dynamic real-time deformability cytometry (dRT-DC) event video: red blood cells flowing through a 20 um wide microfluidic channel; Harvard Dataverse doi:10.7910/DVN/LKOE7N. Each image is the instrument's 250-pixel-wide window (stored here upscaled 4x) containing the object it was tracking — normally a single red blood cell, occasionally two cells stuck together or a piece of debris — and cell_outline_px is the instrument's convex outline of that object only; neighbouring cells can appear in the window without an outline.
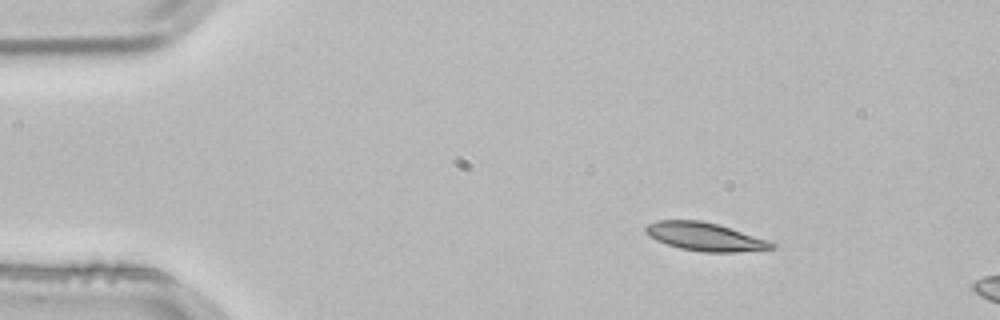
{"species": "common noctule bat (a hibernating species)", "species_latin": "Nyctalus noctula", "temperature_condition": "room temperature", "stored_images_in_passage": 2, "camera_frame_rate_fps": 3000, "um_per_image_px": 0.085, "animal": {"sex": "male", "body_mass_g": 21.5, "forearm_length_mm": 52.0}, "frame": {"image": 1, "passage_image": 1, "time_ms": 0.0, "image_size_px": [1000, 320], "cell_outline_px": [[776, 248], [736, 252], [704, 252], [680, 248], [656, 240], [648, 236], [644, 232], [644, 228], [648, 224], [656, 220], [700, 220], [716, 224], [768, 240], [776, 244]], "centroid_in_image_um": [59.88, 20.12], "position_along_channel_um": 25.1, "area_um2": 20.58}}